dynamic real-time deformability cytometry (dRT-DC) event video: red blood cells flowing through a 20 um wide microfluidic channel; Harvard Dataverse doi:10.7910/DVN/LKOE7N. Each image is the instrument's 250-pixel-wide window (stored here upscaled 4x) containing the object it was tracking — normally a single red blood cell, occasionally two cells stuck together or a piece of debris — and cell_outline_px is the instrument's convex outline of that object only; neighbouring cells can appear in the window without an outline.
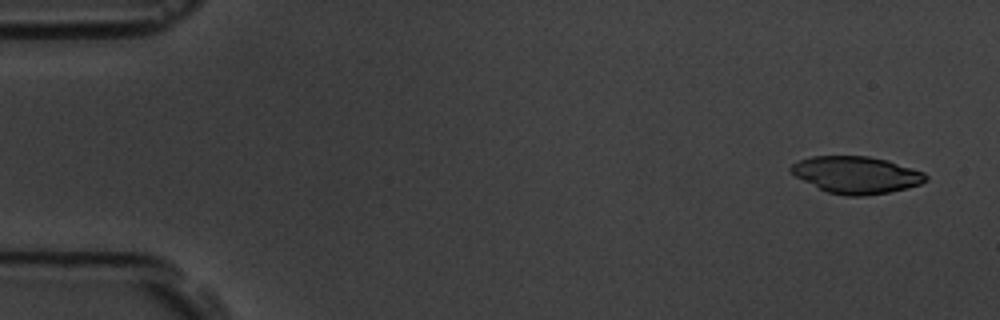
{"species": "common noctule bat (a hibernating species)", "species_latin": "Nyctalus noctula", "temperature_condition": "room temperature", "stored_images_in_passage": 6, "camera_frame_rate_fps": 3000, "um_per_image_px": 0.085, "animal": {"sex": "male", "body_mass_g": 19.5, "forearm_length_mm": 54.6}, "frame": {"image": 1, "passage_image": 1, "time_ms": 0.0, "image_size_px": [1000, 320], "cell_outline_px": [[928, 180], [920, 184], [908, 188], [888, 192], [864, 196], [848, 196], [828, 192], [796, 176], [788, 168], [792, 164], [800, 160], [812, 156], [868, 156], [888, 160], [924, 172], [928, 176]], "centroid_in_image_um": [72.83, 14.86], "position_along_channel_um": 12.2, "area_um2": 28.9}}